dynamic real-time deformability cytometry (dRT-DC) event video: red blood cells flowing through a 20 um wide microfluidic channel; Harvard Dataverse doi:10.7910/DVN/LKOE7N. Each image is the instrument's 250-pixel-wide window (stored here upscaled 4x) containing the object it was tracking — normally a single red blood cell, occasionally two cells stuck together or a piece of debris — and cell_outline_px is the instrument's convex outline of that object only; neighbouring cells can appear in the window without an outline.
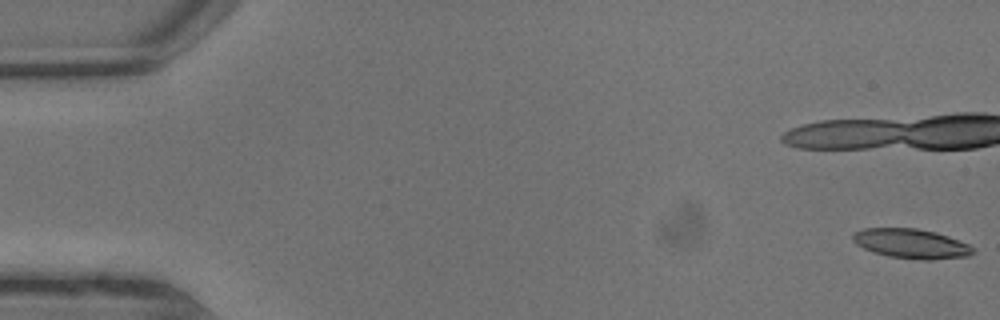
{"species": "common noctule bat (a hibernating species)", "species_latin": "Nyctalus noctula", "temperature_condition": "warm", "stored_images_in_passage": 13, "camera_frame_rate_fps": 3000, "um_per_image_px": 0.085, "animal": {"sex": "male", "body_mass_g": 13.3}, "frame": {"image": 1, "passage_image": 1, "time_ms": 0.0, "image_size_px": [1000, 320], "cell_outline_px": [[976, 252], [968, 256], [932, 260], [924, 260], [888, 256], [872, 252], [856, 244], [852, 240], [852, 232], [864, 228], [916, 228], [936, 232], [948, 236], [968, 244], [976, 248]], "centroid_in_image_um": [77.46, 20.71], "position_along_channel_um": 7.5, "area_um2": 20.92}}